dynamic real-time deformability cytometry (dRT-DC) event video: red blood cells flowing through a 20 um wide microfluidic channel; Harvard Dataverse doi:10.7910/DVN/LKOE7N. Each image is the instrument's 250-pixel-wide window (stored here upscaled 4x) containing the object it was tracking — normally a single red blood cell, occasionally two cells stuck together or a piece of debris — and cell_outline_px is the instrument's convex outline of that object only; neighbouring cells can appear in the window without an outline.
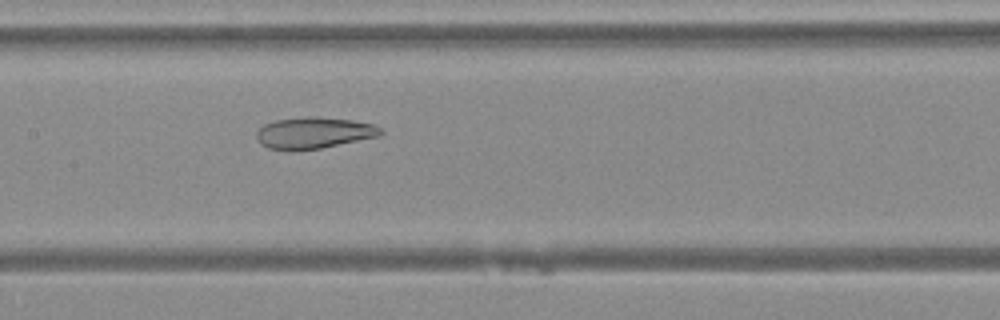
{"species": "Egyptian fruit bat (a non-hibernating species)", "species_latin": "Rousettus aegyptiacus", "temperature_condition": "warm", "stored_images_in_passage": 42, "camera_frame_rate_fps": 3000, "um_per_image_px": 0.085, "animal": {"sex": "female"}, "frame": {"image": 1, "passage_image": 17, "time_ms": 5.333, "image_size_px": [1000, 320], "cell_outline_px": [[384, 132], [380, 136], [320, 148], [292, 152], [288, 152], [268, 148], [260, 144], [256, 140], [256, 132], [264, 124], [276, 120], [308, 116], [312, 116], [352, 120], [372, 124], [380, 128]], "centroid_in_image_um": [26.62, 11.31], "position_along_channel_um": 180.8, "area_um2": 23.0}}
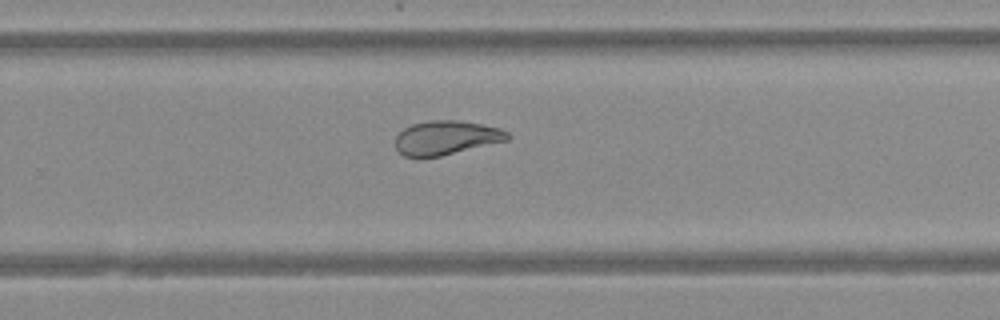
{"frame": {"image": 2, "passage_image": 25, "time_ms": 8.0, "image_size_px": [1000, 320], "cell_outline_px": [[512, 136], [508, 140], [440, 156], [420, 160], [404, 156], [396, 148], [396, 136], [404, 128], [412, 124], [428, 120], [456, 120], [480, 124], [500, 128], [508, 132]], "centroid_in_image_um": [37.89, 11.73], "position_along_channel_um": 291.9, "area_um2": 22.54}}
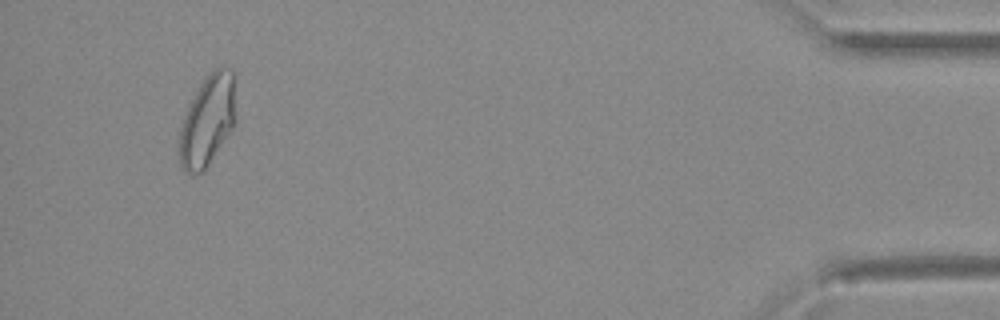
{"frame": {"image": 3, "passage_image": 39, "time_ms": 12.667, "image_size_px": [1000, 320], "cell_outline_px": [[236, 120], [232, 128], [204, 172], [188, 172], [180, 164], [180, 128], [184, 116], [204, 76], [212, 68], [220, 64], [232, 68]], "centroid_in_image_um": [17.67, 10.17], "position_along_channel_um": 417.5, "area_um2": 29.71}}